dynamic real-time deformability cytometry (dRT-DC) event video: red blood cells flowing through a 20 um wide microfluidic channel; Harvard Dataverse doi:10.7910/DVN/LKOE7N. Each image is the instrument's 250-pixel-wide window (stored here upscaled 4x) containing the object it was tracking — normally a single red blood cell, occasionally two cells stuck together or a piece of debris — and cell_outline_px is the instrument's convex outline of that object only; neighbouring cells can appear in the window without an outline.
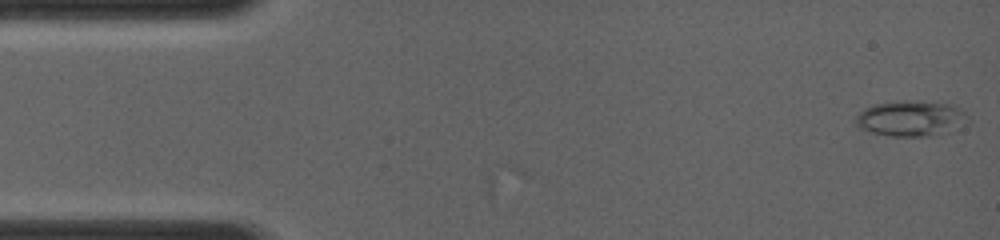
{"species": "common noctule bat (a hibernating species)", "species_latin": "Nyctalus noctula", "temperature_condition": "room temperature", "stored_images_in_passage": 3, "camera_frame_rate_fps": 4000, "um_per_image_px": 0.085, "animal": {"sex": "female", "body_mass_g": 19.0, "forearm_length_mm": 56.7}, "frame": {"image": 1, "passage_image": 1, "time_ms": 0.0, "image_size_px": [1000, 240], "cell_outline_px": [[968, 120], [928, 136], [892, 136], [872, 132], [860, 128], [856, 124], [856, 116], [864, 108], [876, 104], [904, 100], [916, 100], [948, 104], [964, 112]], "centroid_in_image_um": [77.3, 10.04], "position_along_channel_um": 7.7, "area_um2": 22.25}}